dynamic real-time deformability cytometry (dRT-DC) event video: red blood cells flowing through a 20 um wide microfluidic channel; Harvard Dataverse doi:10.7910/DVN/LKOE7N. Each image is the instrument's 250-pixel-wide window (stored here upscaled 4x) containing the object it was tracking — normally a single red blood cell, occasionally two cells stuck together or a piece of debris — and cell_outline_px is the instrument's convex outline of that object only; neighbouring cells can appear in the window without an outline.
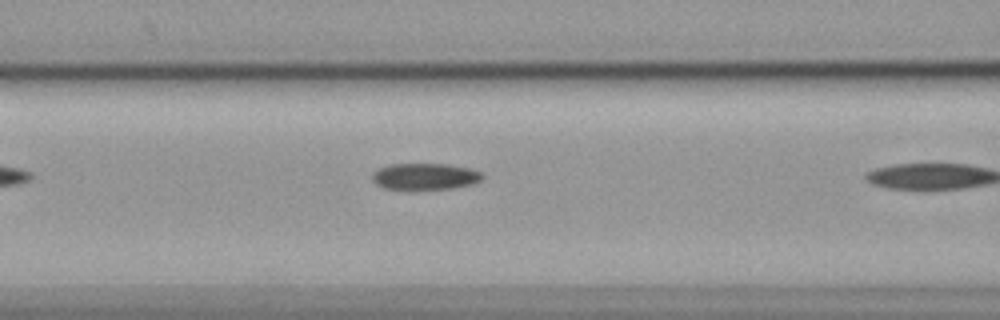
{"species": "common noctule bat (a hibernating species)", "species_latin": "Nyctalus noctula", "temperature_condition": "cold", "stored_images_in_passage": 7, "camera_frame_rate_fps": 3000, "um_per_image_px": 0.085, "animal": {"sex": "female", "body_mass_g": 19.9}, "frame": {"image": 1, "passage_image": 6, "time_ms": 1.667, "image_size_px": [1000, 320], "cell_outline_px": [[484, 176], [480, 180], [472, 184], [452, 188], [408, 192], [384, 188], [376, 184], [372, 180], [372, 172], [388, 164], [448, 164], [472, 168], [484, 172]], "centroid_in_image_um": [36.11, 15.03], "position_along_channel_um": 130.5, "area_um2": 17.86}}